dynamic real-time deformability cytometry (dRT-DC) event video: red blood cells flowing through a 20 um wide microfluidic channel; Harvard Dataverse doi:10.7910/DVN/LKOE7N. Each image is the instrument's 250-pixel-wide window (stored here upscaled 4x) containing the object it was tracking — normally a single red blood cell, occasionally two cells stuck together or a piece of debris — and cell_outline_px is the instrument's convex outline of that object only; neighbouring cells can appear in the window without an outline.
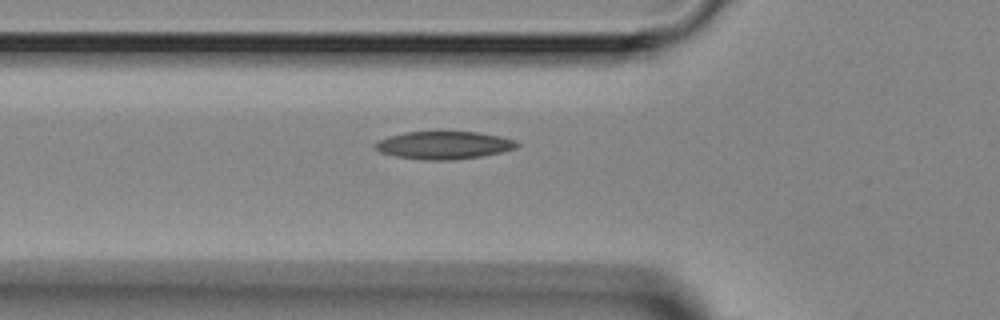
{"species": "Egyptian fruit bat (a non-hibernating species)", "species_latin": "Rousettus aegyptiacus", "temperature_condition": "room temperature", "stored_images_in_passage": 6, "camera_frame_rate_fps": 3000, "um_per_image_px": 0.085, "animal": {"sex": "female"}, "frame": {"image": 1, "passage_image": 6, "time_ms": 8.667, "image_size_px": [1000, 320], "cell_outline_px": [[520, 144], [516, 148], [500, 152], [480, 156], [452, 160], [424, 160], [396, 156], [380, 152], [372, 144], [376, 140], [388, 136], [404, 132], [480, 132], [500, 136], [516, 140]], "centroid_in_image_um": [37.7, 12.33], "position_along_channel_um": 88.1, "area_um2": 23.0}}